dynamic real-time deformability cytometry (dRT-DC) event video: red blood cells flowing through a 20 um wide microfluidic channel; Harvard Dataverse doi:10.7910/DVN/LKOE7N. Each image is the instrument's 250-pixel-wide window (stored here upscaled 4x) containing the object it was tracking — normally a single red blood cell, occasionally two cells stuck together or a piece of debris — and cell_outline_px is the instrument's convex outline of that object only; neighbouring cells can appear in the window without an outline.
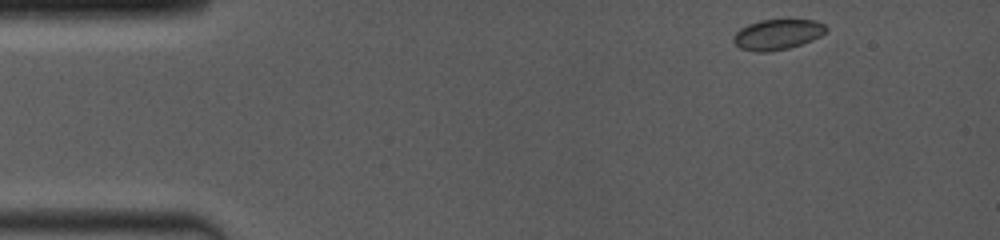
{"species": "common noctule bat (a hibernating species)", "species_latin": "Nyctalus noctula", "temperature_condition": "room temperature", "stored_images_in_passage": 59, "camera_frame_rate_fps": 4000, "um_per_image_px": 0.085, "animal": {"sex": "female", "body_mass_g": 19.0, "forearm_length_mm": 53.3}, "frame": {"image": 1, "passage_image": 1, "time_ms": 0.0, "image_size_px": [1000, 240], "cell_outline_px": [[828, 28], [820, 36], [812, 40], [788, 48], [768, 52], [756, 52], [740, 48], [732, 40], [736, 32], [740, 28], [748, 24], [760, 20], [812, 20], [824, 24]], "centroid_in_image_um": [66.06, 2.93], "position_along_channel_um": 18.9, "area_um2": 16.24}}
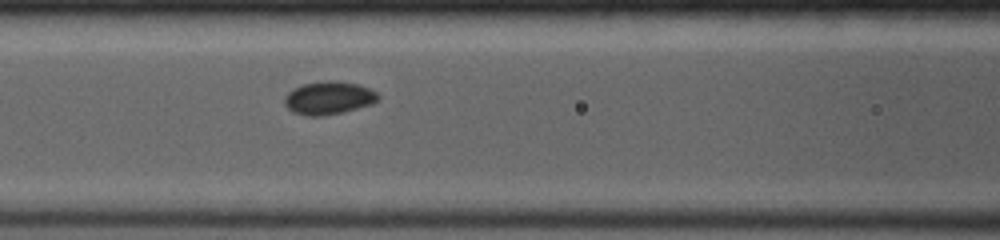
{"frame": {"image": 2, "passage_image": 25, "time_ms": 5.25, "image_size_px": [1000, 240], "cell_outline_px": [[380, 96], [372, 104], [344, 112], [324, 116], [304, 116], [292, 112], [284, 104], [284, 96], [288, 92], [304, 84], [360, 84], [376, 92]], "centroid_in_image_um": [27.92, 8.4], "position_along_channel_um": 138.7, "area_um2": 17.22}}
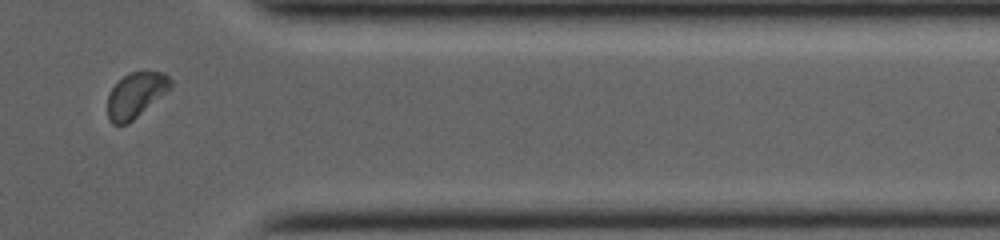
{"frame": {"image": 3, "passage_image": 49, "time_ms": 11.75, "image_size_px": [1000, 240], "cell_outline_px": [[172, 84], [168, 92], [128, 124], [112, 124], [108, 120], [108, 96], [112, 88], [128, 72], [164, 72], [172, 80]], "centroid_in_image_um": [11.56, 8.09], "position_along_channel_um": 399.8, "area_um2": 16.59}}